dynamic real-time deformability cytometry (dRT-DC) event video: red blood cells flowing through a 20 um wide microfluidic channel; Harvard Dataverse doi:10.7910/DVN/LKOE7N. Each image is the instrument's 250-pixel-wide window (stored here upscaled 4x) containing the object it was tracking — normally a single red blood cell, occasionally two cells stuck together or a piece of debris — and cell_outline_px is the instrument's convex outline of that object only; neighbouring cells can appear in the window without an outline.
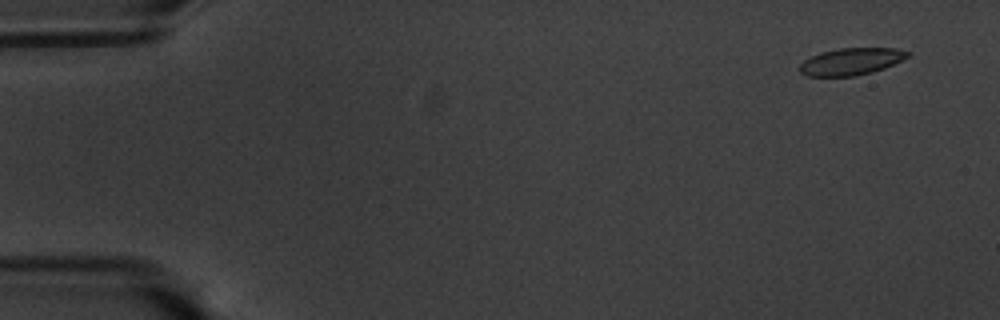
{"species": "common noctule bat (a hibernating species)", "species_latin": "Nyctalus noctula", "temperature_condition": "warm", "stored_images_in_passage": 56, "camera_frame_rate_fps": 3000, "um_per_image_px": 0.085, "animal": {"sex": "male", "body_mass_g": 20.1, "forearm_length_mm": 53.5}, "frame": {"image": 1, "passage_image": 1, "time_ms": 0.0, "image_size_px": [1000, 320], "cell_outline_px": [[912, 52], [908, 56], [884, 68], [872, 72], [852, 76], [808, 76], [800, 72], [800, 64], [804, 60], [820, 52], [840, 48], [896, 48]], "centroid_in_image_um": [72.34, 5.22], "position_along_channel_um": 12.7, "area_um2": 16.82}}
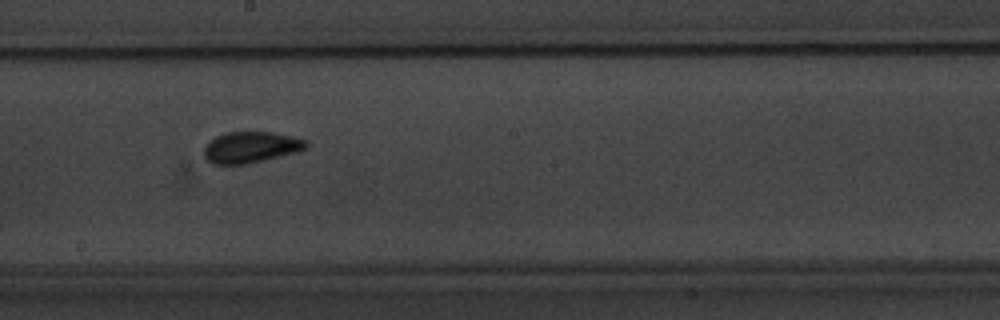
{"frame": {"image": 2, "passage_image": 30, "time_ms": 9.667, "image_size_px": [1000, 320], "cell_outline_px": [[308, 144], [304, 148], [296, 152], [264, 160], [244, 164], [212, 164], [204, 156], [204, 148], [208, 140], [216, 136], [228, 132], [272, 132], [308, 140]], "centroid_in_image_um": [21.29, 12.51], "position_along_channel_um": 226.9, "area_um2": 18.44}}
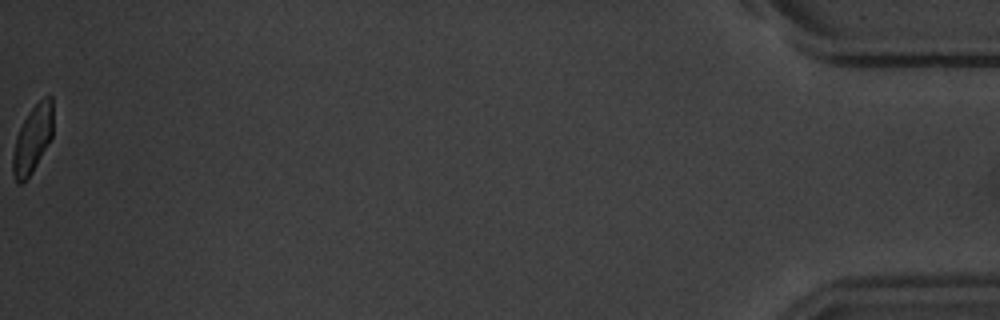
{"frame": {"image": 3, "passage_image": 56, "time_ms": 18.333, "image_size_px": [1000, 320], "cell_outline_px": [[52, 136], [32, 172], [24, 184], [16, 184], [12, 172], [12, 156], [16, 136], [28, 112], [44, 96], [52, 96]], "centroid_in_image_um": [2.74, 11.87], "position_along_channel_um": 432.5, "area_um2": 15.78}, "authors_computed_cell_mechanics": {"area_um2": 17.8891, "velocity_mm_per_s": 3.4974, "shape_relaxation_time_tau1_ms": 3.2143, "shape_relaxation_time_tau2_ms": 1.0249, "deformation_change_tau1": 0.1166, "deformation_change_tau2": 0.0698}}